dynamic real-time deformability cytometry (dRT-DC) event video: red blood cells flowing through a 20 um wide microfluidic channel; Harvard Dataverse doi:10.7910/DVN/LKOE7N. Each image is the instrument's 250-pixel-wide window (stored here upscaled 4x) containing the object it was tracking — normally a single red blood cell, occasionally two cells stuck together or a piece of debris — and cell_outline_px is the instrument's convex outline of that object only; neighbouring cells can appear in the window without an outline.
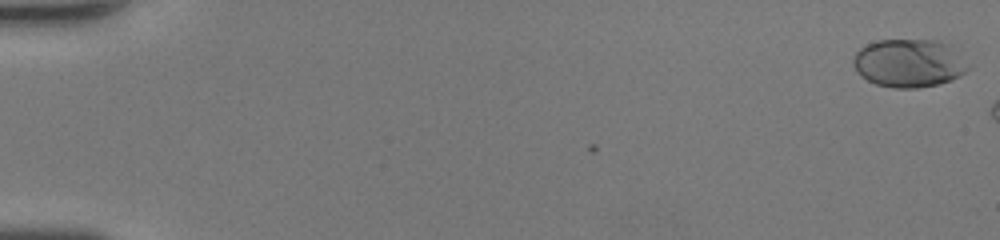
{"species": "human", "species_latin": "Homo sapiens", "temperature_condition": "room temperature", "stored_images_in_passage": 10, "camera_frame_rate_fps": 3000, "um_per_image_px": 0.085, "donor": {"sex": "female"}, "frame": {"image": 1, "passage_image": 1, "time_ms": 0.0, "image_size_px": [1000, 240], "cell_outline_px": [[968, 68], [960, 76], [952, 80], [940, 84], [916, 88], [892, 88], [876, 84], [860, 76], [852, 64], [852, 60], [856, 52], [860, 48], [868, 44], [880, 40], [936, 40], [948, 44]], "centroid_in_image_um": [77.19, 5.38], "position_along_channel_um": 7.8, "area_um2": 31.91}}